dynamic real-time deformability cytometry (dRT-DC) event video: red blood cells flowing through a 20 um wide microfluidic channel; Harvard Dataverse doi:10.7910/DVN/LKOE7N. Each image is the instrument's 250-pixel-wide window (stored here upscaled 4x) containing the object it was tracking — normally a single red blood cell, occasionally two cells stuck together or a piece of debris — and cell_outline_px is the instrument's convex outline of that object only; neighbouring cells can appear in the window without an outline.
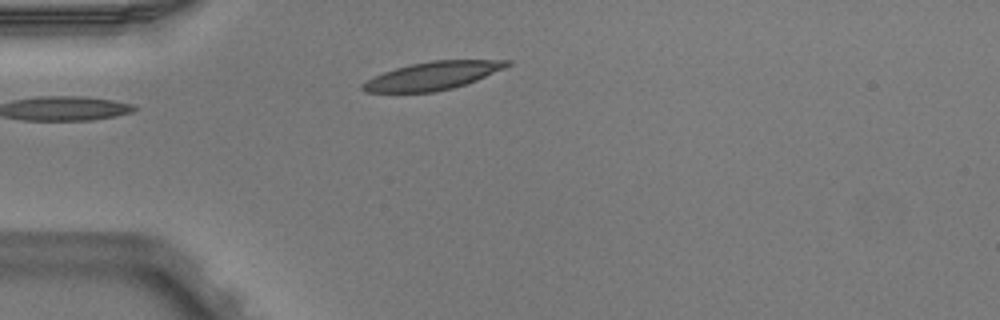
{"species": "Egyptian fruit bat (a non-hibernating species)", "species_latin": "Rousettus aegyptiacus", "temperature_condition": "warm", "stored_images_in_passage": 2, "camera_frame_rate_fps": 3000, "um_per_image_px": 0.085, "animal": {"sex": "male"}, "frame": {"image": 1, "passage_image": 2, "time_ms": 0.333, "image_size_px": [1000, 320], "cell_outline_px": [[512, 64], [504, 68], [476, 80], [452, 88], [432, 92], [364, 92], [360, 88], [360, 84], [384, 72], [396, 68], [412, 64], [432, 60], [512, 60]], "centroid_in_image_um": [36.77, 6.44], "position_along_channel_um": 48.2, "area_um2": 23.29}}